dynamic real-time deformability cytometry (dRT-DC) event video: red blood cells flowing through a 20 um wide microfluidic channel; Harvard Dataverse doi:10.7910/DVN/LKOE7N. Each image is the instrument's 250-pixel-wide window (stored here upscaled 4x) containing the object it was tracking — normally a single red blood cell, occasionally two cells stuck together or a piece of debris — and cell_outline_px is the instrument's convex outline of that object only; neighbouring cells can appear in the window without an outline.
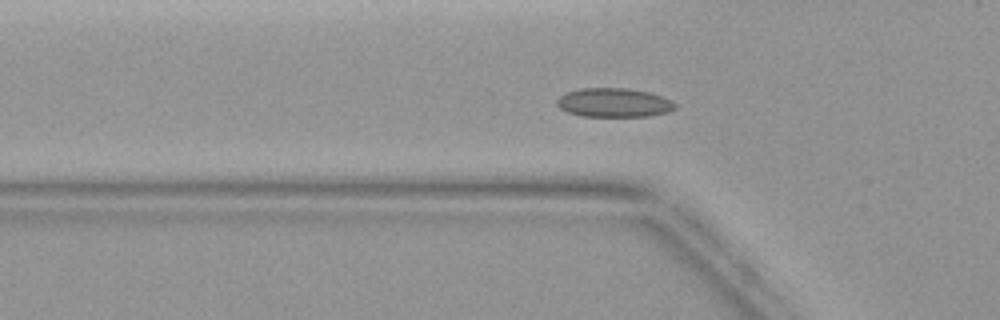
{"species": "common noctule bat (a hibernating species)", "species_latin": "Nyctalus noctula", "temperature_condition": "warm", "stored_images_in_passage": 45, "camera_frame_rate_fps": 3000, "um_per_image_px": 0.085, "animal": {"sex": "female", "body_mass_g": 19.9}, "frame": {"image": 1, "passage_image": 15, "time_ms": 4.667, "image_size_px": [1000, 320], "cell_outline_px": [[676, 108], [668, 112], [648, 116], [580, 116], [568, 112], [560, 108], [556, 104], [556, 100], [560, 96], [568, 92], [580, 88], [628, 88], [648, 92], [664, 96], [672, 100], [676, 104]], "centroid_in_image_um": [52.2, 8.72], "position_along_channel_um": 73.6, "area_um2": 20.06}}
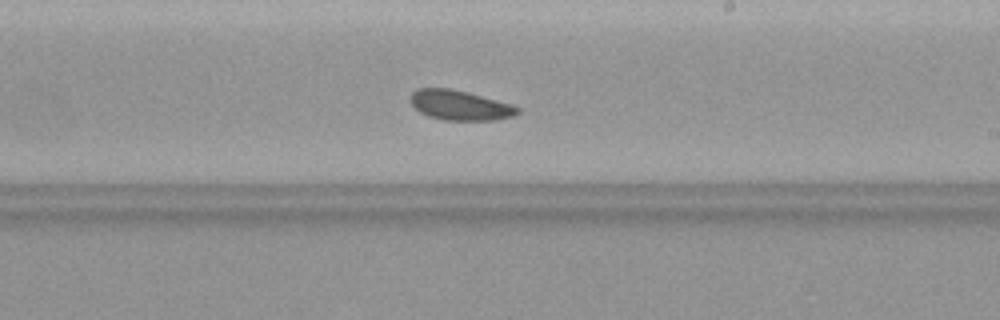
{"frame": {"image": 2, "passage_image": 27, "time_ms": 8.667, "image_size_px": [1000, 320], "cell_outline_px": [[520, 112], [512, 116], [496, 120], [444, 120], [428, 116], [420, 112], [412, 104], [412, 92], [416, 88], [448, 88], [468, 92], [512, 104], [520, 108]], "centroid_in_image_um": [39.12, 8.94], "position_along_channel_um": 249.9, "area_um2": 18.55}}
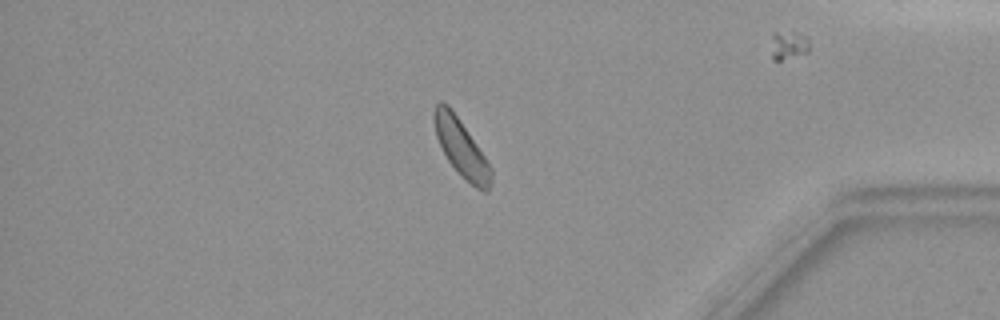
{"frame": {"image": 3, "passage_image": 39, "time_ms": 12.667, "image_size_px": [1000, 320], "cell_outline_px": [[492, 180], [488, 192], [484, 192], [476, 188], [464, 180], [460, 176], [448, 160], [436, 136], [432, 120], [432, 112], [436, 104], [440, 100], [448, 104], [476, 144], [492, 168]], "centroid_in_image_um": [39.19, 12.59], "position_along_channel_um": 396.0, "area_um2": 19.02}}